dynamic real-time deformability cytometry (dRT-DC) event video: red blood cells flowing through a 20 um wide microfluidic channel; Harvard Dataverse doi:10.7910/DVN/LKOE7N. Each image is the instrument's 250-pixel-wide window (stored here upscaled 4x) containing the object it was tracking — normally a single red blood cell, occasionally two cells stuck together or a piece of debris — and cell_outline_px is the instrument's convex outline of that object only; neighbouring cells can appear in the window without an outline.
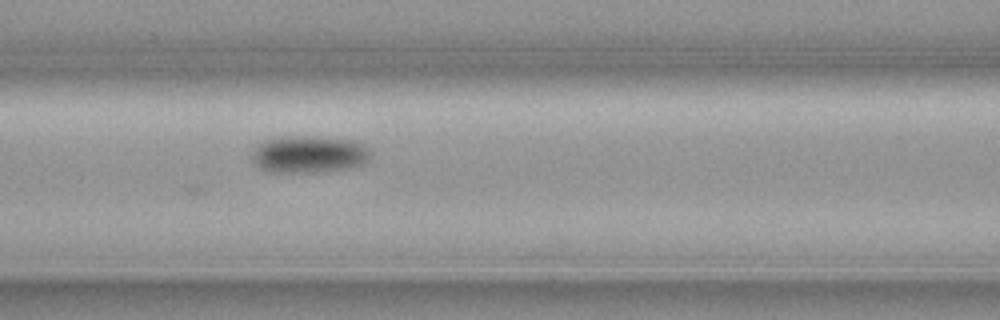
{"species": "common noctule bat (a hibernating species)", "species_latin": "Nyctalus noctula", "temperature_condition": "cold", "stored_images_in_passage": 6, "segment_of_instrument_passage": [1, 2], "camera_frame_rate_fps": 3000, "um_per_image_px": 0.085, "animal": {"sex": "female", "body_mass_g": 19.3, "forearm_length_mm": 54.1}, "frame": {"image": 1, "passage_image": 5, "time_ms": 1.333, "image_size_px": [1000, 320], "cell_outline_px": [[372, 152], [368, 160], [352, 168], [312, 172], [280, 172], [260, 168], [256, 164], [252, 156], [252, 152], [264, 140], [280, 136], [316, 136], [356, 140], [364, 144]], "centroid_in_image_um": [26.32, 13.09], "position_along_channel_um": 140.3, "area_um2": 25.72}}